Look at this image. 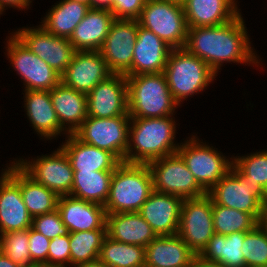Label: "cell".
Masks as SVG:
<instances>
[{
    "instance_id": "cell-1",
    "label": "cell",
    "mask_w": 267,
    "mask_h": 267,
    "mask_svg": "<svg viewBox=\"0 0 267 267\" xmlns=\"http://www.w3.org/2000/svg\"><path fill=\"white\" fill-rule=\"evenodd\" d=\"M241 16L240 13L226 24L188 28L184 48L202 59L216 74L225 61L260 63L250 45Z\"/></svg>"
},
{
    "instance_id": "cell-2",
    "label": "cell",
    "mask_w": 267,
    "mask_h": 267,
    "mask_svg": "<svg viewBox=\"0 0 267 267\" xmlns=\"http://www.w3.org/2000/svg\"><path fill=\"white\" fill-rule=\"evenodd\" d=\"M170 117L130 119L131 139L126 151V163L148 164L155 159L177 153L180 146L173 142L176 137V123Z\"/></svg>"
},
{
    "instance_id": "cell-3",
    "label": "cell",
    "mask_w": 267,
    "mask_h": 267,
    "mask_svg": "<svg viewBox=\"0 0 267 267\" xmlns=\"http://www.w3.org/2000/svg\"><path fill=\"white\" fill-rule=\"evenodd\" d=\"M152 191V176L147 164L121 162L111 177L104 205L106 213L138 212Z\"/></svg>"
},
{
    "instance_id": "cell-4",
    "label": "cell",
    "mask_w": 267,
    "mask_h": 267,
    "mask_svg": "<svg viewBox=\"0 0 267 267\" xmlns=\"http://www.w3.org/2000/svg\"><path fill=\"white\" fill-rule=\"evenodd\" d=\"M128 114L131 118L172 116L174 101L164 73L127 76Z\"/></svg>"
},
{
    "instance_id": "cell-5",
    "label": "cell",
    "mask_w": 267,
    "mask_h": 267,
    "mask_svg": "<svg viewBox=\"0 0 267 267\" xmlns=\"http://www.w3.org/2000/svg\"><path fill=\"white\" fill-rule=\"evenodd\" d=\"M163 73L178 105L188 96L204 90L217 75L202 59L186 48L171 50Z\"/></svg>"
},
{
    "instance_id": "cell-6",
    "label": "cell",
    "mask_w": 267,
    "mask_h": 267,
    "mask_svg": "<svg viewBox=\"0 0 267 267\" xmlns=\"http://www.w3.org/2000/svg\"><path fill=\"white\" fill-rule=\"evenodd\" d=\"M137 21L139 26L152 31L172 49L185 47L188 26L183 4L147 0Z\"/></svg>"
},
{
    "instance_id": "cell-7",
    "label": "cell",
    "mask_w": 267,
    "mask_h": 267,
    "mask_svg": "<svg viewBox=\"0 0 267 267\" xmlns=\"http://www.w3.org/2000/svg\"><path fill=\"white\" fill-rule=\"evenodd\" d=\"M207 195L215 204L251 214L259 223L267 206V192L248 183L233 167Z\"/></svg>"
},
{
    "instance_id": "cell-8",
    "label": "cell",
    "mask_w": 267,
    "mask_h": 267,
    "mask_svg": "<svg viewBox=\"0 0 267 267\" xmlns=\"http://www.w3.org/2000/svg\"><path fill=\"white\" fill-rule=\"evenodd\" d=\"M129 115L113 118L89 117L73 133L83 143L112 153L120 162H125L129 144Z\"/></svg>"
},
{
    "instance_id": "cell-9",
    "label": "cell",
    "mask_w": 267,
    "mask_h": 267,
    "mask_svg": "<svg viewBox=\"0 0 267 267\" xmlns=\"http://www.w3.org/2000/svg\"><path fill=\"white\" fill-rule=\"evenodd\" d=\"M147 165L152 176L153 190L183 199L207 195L178 153L155 159Z\"/></svg>"
},
{
    "instance_id": "cell-10",
    "label": "cell",
    "mask_w": 267,
    "mask_h": 267,
    "mask_svg": "<svg viewBox=\"0 0 267 267\" xmlns=\"http://www.w3.org/2000/svg\"><path fill=\"white\" fill-rule=\"evenodd\" d=\"M196 138L193 135L189 141L180 144L177 153L193 173L198 184L208 192L229 172L233 159L229 161L213 147L200 144Z\"/></svg>"
},
{
    "instance_id": "cell-11",
    "label": "cell",
    "mask_w": 267,
    "mask_h": 267,
    "mask_svg": "<svg viewBox=\"0 0 267 267\" xmlns=\"http://www.w3.org/2000/svg\"><path fill=\"white\" fill-rule=\"evenodd\" d=\"M177 234L196 255L207 246L215 234L212 199L208 195L183 200Z\"/></svg>"
},
{
    "instance_id": "cell-12",
    "label": "cell",
    "mask_w": 267,
    "mask_h": 267,
    "mask_svg": "<svg viewBox=\"0 0 267 267\" xmlns=\"http://www.w3.org/2000/svg\"><path fill=\"white\" fill-rule=\"evenodd\" d=\"M9 38L7 55L24 80L25 90L51 91L61 82V75L32 53L15 34Z\"/></svg>"
},
{
    "instance_id": "cell-13",
    "label": "cell",
    "mask_w": 267,
    "mask_h": 267,
    "mask_svg": "<svg viewBox=\"0 0 267 267\" xmlns=\"http://www.w3.org/2000/svg\"><path fill=\"white\" fill-rule=\"evenodd\" d=\"M15 163L36 183L44 185L59 197L70 195L74 171L62 148L59 147L49 156H37V159L31 162L20 159Z\"/></svg>"
},
{
    "instance_id": "cell-14",
    "label": "cell",
    "mask_w": 267,
    "mask_h": 267,
    "mask_svg": "<svg viewBox=\"0 0 267 267\" xmlns=\"http://www.w3.org/2000/svg\"><path fill=\"white\" fill-rule=\"evenodd\" d=\"M12 163L0 177V234L32 227L20 192V167Z\"/></svg>"
},
{
    "instance_id": "cell-15",
    "label": "cell",
    "mask_w": 267,
    "mask_h": 267,
    "mask_svg": "<svg viewBox=\"0 0 267 267\" xmlns=\"http://www.w3.org/2000/svg\"><path fill=\"white\" fill-rule=\"evenodd\" d=\"M15 35L41 60L46 62L59 75H62L73 58L75 49L69 38L55 36L41 25L37 28H22Z\"/></svg>"
},
{
    "instance_id": "cell-16",
    "label": "cell",
    "mask_w": 267,
    "mask_h": 267,
    "mask_svg": "<svg viewBox=\"0 0 267 267\" xmlns=\"http://www.w3.org/2000/svg\"><path fill=\"white\" fill-rule=\"evenodd\" d=\"M138 21L115 19L99 50L113 74L125 75L132 66Z\"/></svg>"
},
{
    "instance_id": "cell-17",
    "label": "cell",
    "mask_w": 267,
    "mask_h": 267,
    "mask_svg": "<svg viewBox=\"0 0 267 267\" xmlns=\"http://www.w3.org/2000/svg\"><path fill=\"white\" fill-rule=\"evenodd\" d=\"M88 116L113 118L128 114L127 79L123 74H112L99 82L87 94Z\"/></svg>"
},
{
    "instance_id": "cell-18",
    "label": "cell",
    "mask_w": 267,
    "mask_h": 267,
    "mask_svg": "<svg viewBox=\"0 0 267 267\" xmlns=\"http://www.w3.org/2000/svg\"><path fill=\"white\" fill-rule=\"evenodd\" d=\"M112 74L100 51H75L71 63L61 75V82L87 95Z\"/></svg>"
},
{
    "instance_id": "cell-19",
    "label": "cell",
    "mask_w": 267,
    "mask_h": 267,
    "mask_svg": "<svg viewBox=\"0 0 267 267\" xmlns=\"http://www.w3.org/2000/svg\"><path fill=\"white\" fill-rule=\"evenodd\" d=\"M183 198L153 190L138 213L150 224L157 236L176 235Z\"/></svg>"
},
{
    "instance_id": "cell-20",
    "label": "cell",
    "mask_w": 267,
    "mask_h": 267,
    "mask_svg": "<svg viewBox=\"0 0 267 267\" xmlns=\"http://www.w3.org/2000/svg\"><path fill=\"white\" fill-rule=\"evenodd\" d=\"M171 50L156 34L138 24L132 66L125 76L163 73Z\"/></svg>"
},
{
    "instance_id": "cell-21",
    "label": "cell",
    "mask_w": 267,
    "mask_h": 267,
    "mask_svg": "<svg viewBox=\"0 0 267 267\" xmlns=\"http://www.w3.org/2000/svg\"><path fill=\"white\" fill-rule=\"evenodd\" d=\"M57 210L69 233L107 229V213L102 205L66 195L59 197Z\"/></svg>"
},
{
    "instance_id": "cell-22",
    "label": "cell",
    "mask_w": 267,
    "mask_h": 267,
    "mask_svg": "<svg viewBox=\"0 0 267 267\" xmlns=\"http://www.w3.org/2000/svg\"><path fill=\"white\" fill-rule=\"evenodd\" d=\"M197 255L176 235H161L145 247V264L153 267H190Z\"/></svg>"
},
{
    "instance_id": "cell-23",
    "label": "cell",
    "mask_w": 267,
    "mask_h": 267,
    "mask_svg": "<svg viewBox=\"0 0 267 267\" xmlns=\"http://www.w3.org/2000/svg\"><path fill=\"white\" fill-rule=\"evenodd\" d=\"M114 20L110 10L90 8L69 38L75 51H99Z\"/></svg>"
},
{
    "instance_id": "cell-24",
    "label": "cell",
    "mask_w": 267,
    "mask_h": 267,
    "mask_svg": "<svg viewBox=\"0 0 267 267\" xmlns=\"http://www.w3.org/2000/svg\"><path fill=\"white\" fill-rule=\"evenodd\" d=\"M235 0H186L183 3L188 28L226 24L240 13Z\"/></svg>"
},
{
    "instance_id": "cell-25",
    "label": "cell",
    "mask_w": 267,
    "mask_h": 267,
    "mask_svg": "<svg viewBox=\"0 0 267 267\" xmlns=\"http://www.w3.org/2000/svg\"><path fill=\"white\" fill-rule=\"evenodd\" d=\"M62 145L73 171H114L121 163L112 153L83 143L74 134H68Z\"/></svg>"
},
{
    "instance_id": "cell-26",
    "label": "cell",
    "mask_w": 267,
    "mask_h": 267,
    "mask_svg": "<svg viewBox=\"0 0 267 267\" xmlns=\"http://www.w3.org/2000/svg\"><path fill=\"white\" fill-rule=\"evenodd\" d=\"M50 96L60 125L67 134H73L87 119V95L60 82L50 91Z\"/></svg>"
},
{
    "instance_id": "cell-27",
    "label": "cell",
    "mask_w": 267,
    "mask_h": 267,
    "mask_svg": "<svg viewBox=\"0 0 267 267\" xmlns=\"http://www.w3.org/2000/svg\"><path fill=\"white\" fill-rule=\"evenodd\" d=\"M106 228L108 237L131 245L146 247L157 237L138 212L107 214Z\"/></svg>"
},
{
    "instance_id": "cell-28",
    "label": "cell",
    "mask_w": 267,
    "mask_h": 267,
    "mask_svg": "<svg viewBox=\"0 0 267 267\" xmlns=\"http://www.w3.org/2000/svg\"><path fill=\"white\" fill-rule=\"evenodd\" d=\"M27 116L36 132L45 139L58 136L65 129L60 125L50 96V91L25 90Z\"/></svg>"
},
{
    "instance_id": "cell-29",
    "label": "cell",
    "mask_w": 267,
    "mask_h": 267,
    "mask_svg": "<svg viewBox=\"0 0 267 267\" xmlns=\"http://www.w3.org/2000/svg\"><path fill=\"white\" fill-rule=\"evenodd\" d=\"M243 241L244 232H234L226 236L215 233L198 256L225 267H245L241 248Z\"/></svg>"
},
{
    "instance_id": "cell-30",
    "label": "cell",
    "mask_w": 267,
    "mask_h": 267,
    "mask_svg": "<svg viewBox=\"0 0 267 267\" xmlns=\"http://www.w3.org/2000/svg\"><path fill=\"white\" fill-rule=\"evenodd\" d=\"M90 10L88 5L63 0L46 14L42 27L55 36L70 38L74 29Z\"/></svg>"
},
{
    "instance_id": "cell-31",
    "label": "cell",
    "mask_w": 267,
    "mask_h": 267,
    "mask_svg": "<svg viewBox=\"0 0 267 267\" xmlns=\"http://www.w3.org/2000/svg\"><path fill=\"white\" fill-rule=\"evenodd\" d=\"M113 171H74L70 196L104 206Z\"/></svg>"
},
{
    "instance_id": "cell-32",
    "label": "cell",
    "mask_w": 267,
    "mask_h": 267,
    "mask_svg": "<svg viewBox=\"0 0 267 267\" xmlns=\"http://www.w3.org/2000/svg\"><path fill=\"white\" fill-rule=\"evenodd\" d=\"M20 192L29 215L33 218L57 209L59 196L36 183L20 168Z\"/></svg>"
},
{
    "instance_id": "cell-33",
    "label": "cell",
    "mask_w": 267,
    "mask_h": 267,
    "mask_svg": "<svg viewBox=\"0 0 267 267\" xmlns=\"http://www.w3.org/2000/svg\"><path fill=\"white\" fill-rule=\"evenodd\" d=\"M98 259L108 267H143L145 247L118 242L106 236Z\"/></svg>"
},
{
    "instance_id": "cell-34",
    "label": "cell",
    "mask_w": 267,
    "mask_h": 267,
    "mask_svg": "<svg viewBox=\"0 0 267 267\" xmlns=\"http://www.w3.org/2000/svg\"><path fill=\"white\" fill-rule=\"evenodd\" d=\"M107 236V229H95L69 233L70 265H77L95 261L103 241Z\"/></svg>"
},
{
    "instance_id": "cell-35",
    "label": "cell",
    "mask_w": 267,
    "mask_h": 267,
    "mask_svg": "<svg viewBox=\"0 0 267 267\" xmlns=\"http://www.w3.org/2000/svg\"><path fill=\"white\" fill-rule=\"evenodd\" d=\"M212 214L214 232L225 236L234 232H249L259 224L251 214L215 204L213 201Z\"/></svg>"
},
{
    "instance_id": "cell-36",
    "label": "cell",
    "mask_w": 267,
    "mask_h": 267,
    "mask_svg": "<svg viewBox=\"0 0 267 267\" xmlns=\"http://www.w3.org/2000/svg\"><path fill=\"white\" fill-rule=\"evenodd\" d=\"M29 229L0 234V252L21 267H37L28 249Z\"/></svg>"
},
{
    "instance_id": "cell-37",
    "label": "cell",
    "mask_w": 267,
    "mask_h": 267,
    "mask_svg": "<svg viewBox=\"0 0 267 267\" xmlns=\"http://www.w3.org/2000/svg\"><path fill=\"white\" fill-rule=\"evenodd\" d=\"M232 167L248 183L260 185L267 192V151L235 157Z\"/></svg>"
},
{
    "instance_id": "cell-38",
    "label": "cell",
    "mask_w": 267,
    "mask_h": 267,
    "mask_svg": "<svg viewBox=\"0 0 267 267\" xmlns=\"http://www.w3.org/2000/svg\"><path fill=\"white\" fill-rule=\"evenodd\" d=\"M241 248L245 267H267V230L261 223L253 230L244 232Z\"/></svg>"
},
{
    "instance_id": "cell-39",
    "label": "cell",
    "mask_w": 267,
    "mask_h": 267,
    "mask_svg": "<svg viewBox=\"0 0 267 267\" xmlns=\"http://www.w3.org/2000/svg\"><path fill=\"white\" fill-rule=\"evenodd\" d=\"M32 228L44 235L49 240L69 234V230L64 225L57 209L50 213L33 217Z\"/></svg>"
},
{
    "instance_id": "cell-40",
    "label": "cell",
    "mask_w": 267,
    "mask_h": 267,
    "mask_svg": "<svg viewBox=\"0 0 267 267\" xmlns=\"http://www.w3.org/2000/svg\"><path fill=\"white\" fill-rule=\"evenodd\" d=\"M70 239L69 234L53 238L50 241L47 257V267L70 266Z\"/></svg>"
},
{
    "instance_id": "cell-41",
    "label": "cell",
    "mask_w": 267,
    "mask_h": 267,
    "mask_svg": "<svg viewBox=\"0 0 267 267\" xmlns=\"http://www.w3.org/2000/svg\"><path fill=\"white\" fill-rule=\"evenodd\" d=\"M50 241L41 233L29 228L28 249L31 255L32 262L37 267H47V257Z\"/></svg>"
},
{
    "instance_id": "cell-42",
    "label": "cell",
    "mask_w": 267,
    "mask_h": 267,
    "mask_svg": "<svg viewBox=\"0 0 267 267\" xmlns=\"http://www.w3.org/2000/svg\"><path fill=\"white\" fill-rule=\"evenodd\" d=\"M147 0H113L115 19L137 20Z\"/></svg>"
},
{
    "instance_id": "cell-43",
    "label": "cell",
    "mask_w": 267,
    "mask_h": 267,
    "mask_svg": "<svg viewBox=\"0 0 267 267\" xmlns=\"http://www.w3.org/2000/svg\"><path fill=\"white\" fill-rule=\"evenodd\" d=\"M32 1L30 0H0L1 5L5 8L7 6L16 7L19 9L26 8Z\"/></svg>"
},
{
    "instance_id": "cell-44",
    "label": "cell",
    "mask_w": 267,
    "mask_h": 267,
    "mask_svg": "<svg viewBox=\"0 0 267 267\" xmlns=\"http://www.w3.org/2000/svg\"><path fill=\"white\" fill-rule=\"evenodd\" d=\"M113 0H90L91 9H106L112 11Z\"/></svg>"
},
{
    "instance_id": "cell-45",
    "label": "cell",
    "mask_w": 267,
    "mask_h": 267,
    "mask_svg": "<svg viewBox=\"0 0 267 267\" xmlns=\"http://www.w3.org/2000/svg\"><path fill=\"white\" fill-rule=\"evenodd\" d=\"M190 267H225V266L219 263L205 261L200 256L197 255L194 258Z\"/></svg>"
},
{
    "instance_id": "cell-46",
    "label": "cell",
    "mask_w": 267,
    "mask_h": 267,
    "mask_svg": "<svg viewBox=\"0 0 267 267\" xmlns=\"http://www.w3.org/2000/svg\"><path fill=\"white\" fill-rule=\"evenodd\" d=\"M0 267H21L0 252Z\"/></svg>"
},
{
    "instance_id": "cell-47",
    "label": "cell",
    "mask_w": 267,
    "mask_h": 267,
    "mask_svg": "<svg viewBox=\"0 0 267 267\" xmlns=\"http://www.w3.org/2000/svg\"><path fill=\"white\" fill-rule=\"evenodd\" d=\"M73 267H108V266L99 259H97L95 261L73 265Z\"/></svg>"
},
{
    "instance_id": "cell-48",
    "label": "cell",
    "mask_w": 267,
    "mask_h": 267,
    "mask_svg": "<svg viewBox=\"0 0 267 267\" xmlns=\"http://www.w3.org/2000/svg\"><path fill=\"white\" fill-rule=\"evenodd\" d=\"M260 223L267 230V206L264 209V212L262 215V220Z\"/></svg>"
},
{
    "instance_id": "cell-49",
    "label": "cell",
    "mask_w": 267,
    "mask_h": 267,
    "mask_svg": "<svg viewBox=\"0 0 267 267\" xmlns=\"http://www.w3.org/2000/svg\"><path fill=\"white\" fill-rule=\"evenodd\" d=\"M70 1L79 2L88 5L90 7V0H70Z\"/></svg>"
},
{
    "instance_id": "cell-50",
    "label": "cell",
    "mask_w": 267,
    "mask_h": 267,
    "mask_svg": "<svg viewBox=\"0 0 267 267\" xmlns=\"http://www.w3.org/2000/svg\"><path fill=\"white\" fill-rule=\"evenodd\" d=\"M167 1H173V2H176V3L183 4L186 0H167Z\"/></svg>"
},
{
    "instance_id": "cell-51",
    "label": "cell",
    "mask_w": 267,
    "mask_h": 267,
    "mask_svg": "<svg viewBox=\"0 0 267 267\" xmlns=\"http://www.w3.org/2000/svg\"><path fill=\"white\" fill-rule=\"evenodd\" d=\"M2 11H4V7L0 3V14H2Z\"/></svg>"
},
{
    "instance_id": "cell-52",
    "label": "cell",
    "mask_w": 267,
    "mask_h": 267,
    "mask_svg": "<svg viewBox=\"0 0 267 267\" xmlns=\"http://www.w3.org/2000/svg\"><path fill=\"white\" fill-rule=\"evenodd\" d=\"M143 267H153V266H150V265L145 264Z\"/></svg>"
}]
</instances>
